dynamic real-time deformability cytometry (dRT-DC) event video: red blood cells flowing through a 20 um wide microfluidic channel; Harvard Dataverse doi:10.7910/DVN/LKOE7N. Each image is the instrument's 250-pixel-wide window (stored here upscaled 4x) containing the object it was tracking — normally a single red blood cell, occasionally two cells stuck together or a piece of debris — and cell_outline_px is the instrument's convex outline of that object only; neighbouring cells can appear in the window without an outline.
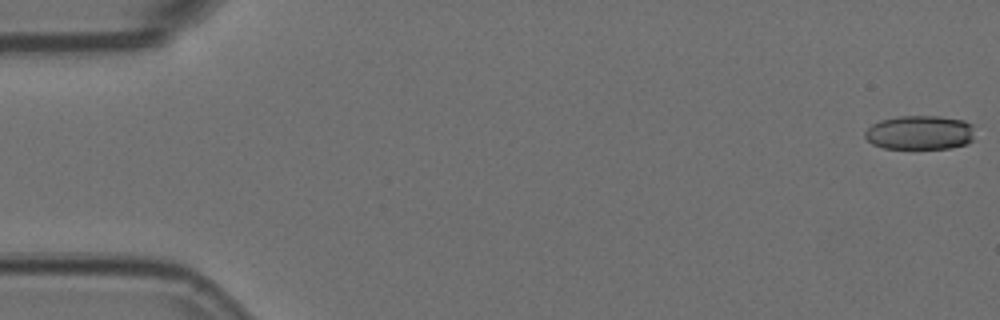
{"species": "Egyptian fruit bat (a non-hibernating species)", "species_latin": "Rousettus aegyptiacus", "temperature_condition": "room temperature", "stored_images_in_passage": 54, "camera_frame_rate_fps": 3000, "um_per_image_px": 0.085, "animal": {"sex": "female"}, "frame": {"image": 1, "passage_image": 1, "time_ms": 0.0, "image_size_px": [1000, 320], "cell_outline_px": [[976, 140], [968, 144], [948, 148], [884, 148], [872, 144], [864, 136], [864, 132], [872, 124], [880, 120], [896, 116], [940, 116], [964, 120], [972, 124]], "centroid_in_image_um": [78.23, 11.26], "position_along_channel_um": 6.8, "area_um2": 22.2}}
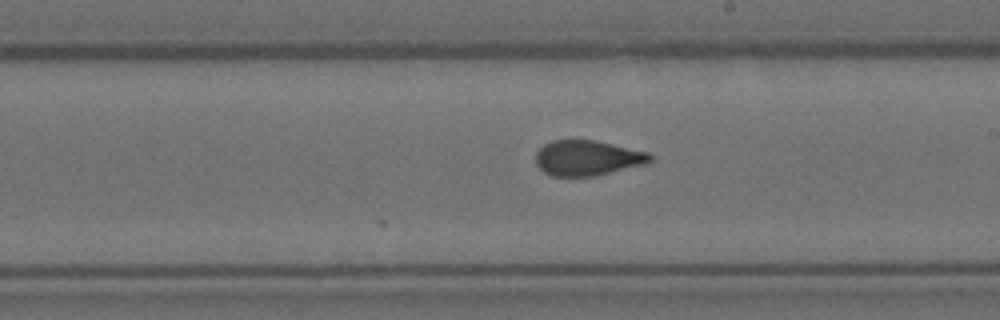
{"frame": {"image": 2, "passage_image": 31, "time_ms": 10.0, "image_size_px": [1000, 320], "cell_outline_px": [[652, 160], [648, 164], [596, 176], [552, 176], [544, 172], [536, 164], [536, 152], [544, 144], [552, 140], [596, 140], [648, 152], [652, 156]], "centroid_in_image_um": [49.95, 13.43], "position_along_channel_um": 239.0, "area_um2": 23.7}}
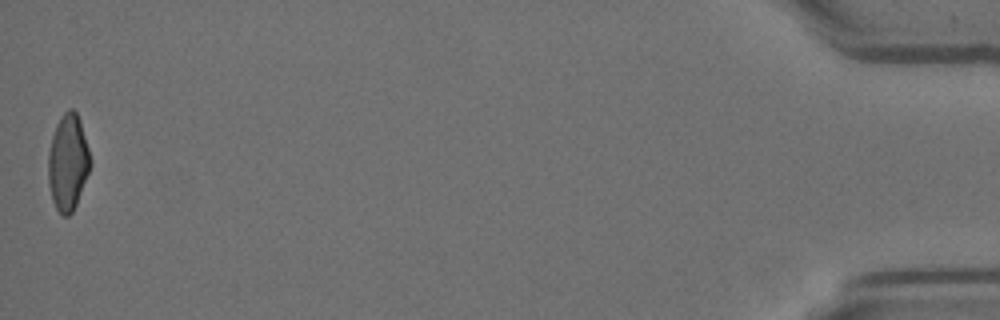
{"frame": {"image": 3, "passage_image": 54, "time_ms": 17.667, "image_size_px": [1000, 320], "cell_outline_px": [[92, 164], [76, 204], [72, 212], [68, 216], [64, 216], [56, 208], [52, 200], [48, 184], [48, 152], [52, 136], [56, 124], [60, 116], [68, 108], [72, 108], [76, 112], [80, 120], [92, 160]], "centroid_in_image_um": [5.77, 13.78], "position_along_channel_um": 429.4, "area_um2": 23.76}, "authors_computed_cell_mechanics": {"area_um2": 24.0737, "velocity_mm_per_s": 3.7645, "shape_relaxation_time_tau1_ms": 11.0471, "shape_relaxation_time_tau2_ms": 1.4812, "deformation_change_tau1": 0.2306, "deformation_change_tau2": 0.0677}}